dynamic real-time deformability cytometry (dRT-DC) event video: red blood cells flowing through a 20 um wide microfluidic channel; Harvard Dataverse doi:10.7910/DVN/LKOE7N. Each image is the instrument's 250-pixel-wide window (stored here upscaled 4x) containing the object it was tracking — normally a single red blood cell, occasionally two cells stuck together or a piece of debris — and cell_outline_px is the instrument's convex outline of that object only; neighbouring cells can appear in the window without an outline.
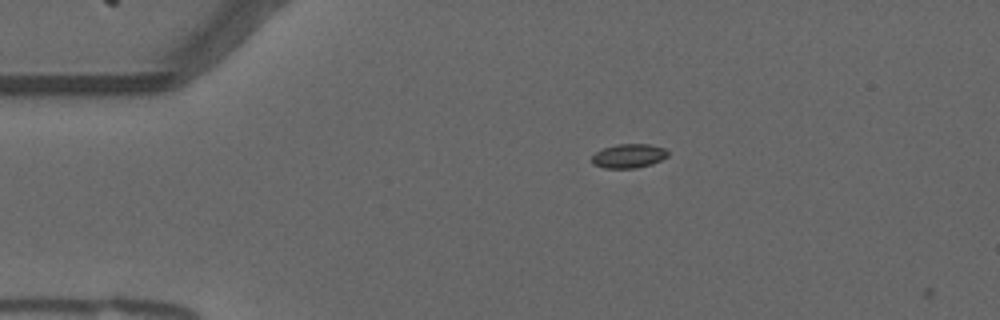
{"species": "common noctule bat (a hibernating species)", "species_latin": "Nyctalus noctula", "temperature_condition": "warm", "stored_images_in_passage": 3, "camera_frame_rate_fps": 3000, "um_per_image_px": 0.085, "animal": {"sex": "male", "forearm_length_mm": 52.5}, "frame": {"image": 1, "passage_image": 2, "time_ms": 0.333, "image_size_px": [1000, 320], "cell_outline_px": [[668, 156], [652, 164], [636, 168], [604, 168], [592, 164], [592, 156], [596, 152], [604, 148], [616, 144], [648, 144], [664, 148], [668, 152]], "centroid_in_image_um": [53.43, 13.26], "position_along_channel_um": 31.6, "area_um2": 10.64}}